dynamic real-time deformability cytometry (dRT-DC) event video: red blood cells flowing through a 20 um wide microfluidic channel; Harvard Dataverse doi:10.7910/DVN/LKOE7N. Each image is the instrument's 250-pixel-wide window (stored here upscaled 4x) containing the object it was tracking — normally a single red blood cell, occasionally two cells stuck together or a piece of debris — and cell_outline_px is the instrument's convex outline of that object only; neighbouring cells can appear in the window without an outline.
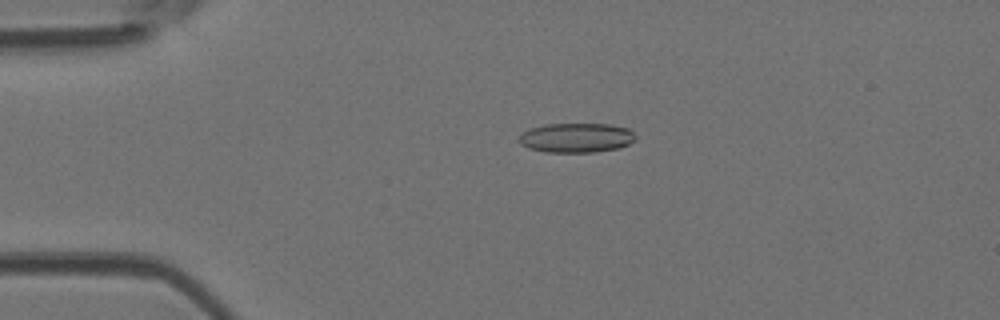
{"species": "Egyptian fruit bat (a non-hibernating species)", "species_latin": "Rousettus aegyptiacus", "temperature_condition": "room temperature", "stored_images_in_passage": 49, "camera_frame_rate_fps": 3000, "um_per_image_px": 0.085, "animal": {"sex": "female"}, "frame": {"image": 1, "passage_image": 11, "time_ms": 3.333, "image_size_px": [1000, 320], "cell_outline_px": [[636, 140], [620, 148], [596, 152], [544, 152], [528, 148], [520, 144], [520, 136], [528, 128], [544, 124], [608, 124], [628, 128], [636, 136]], "centroid_in_image_um": [48.99, 11.71], "position_along_channel_um": 36.0, "area_um2": 20.17}}
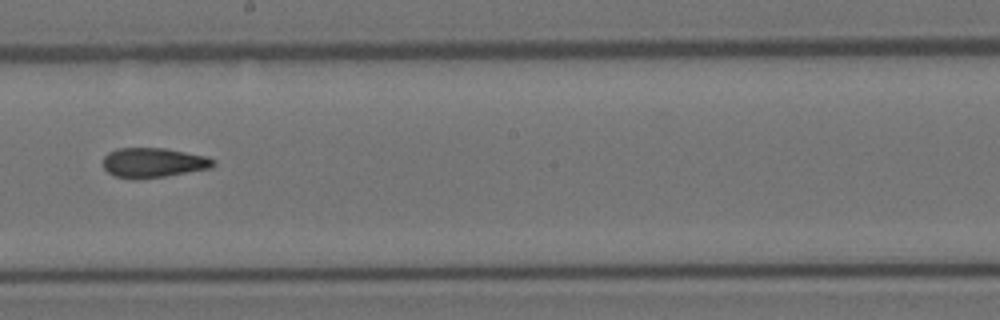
{"frame": {"image": 2, "passage_image": 28, "time_ms": 9.0, "image_size_px": [1000, 320], "cell_outline_px": [[216, 164], [212, 168], [164, 176], [136, 180], [132, 180], [116, 176], [108, 172], [104, 168], [104, 156], [108, 152], [116, 148], [164, 148], [208, 156], [216, 160]], "centroid_in_image_um": [13.05, 13.83], "position_along_channel_um": 235.1, "area_um2": 19.31}}
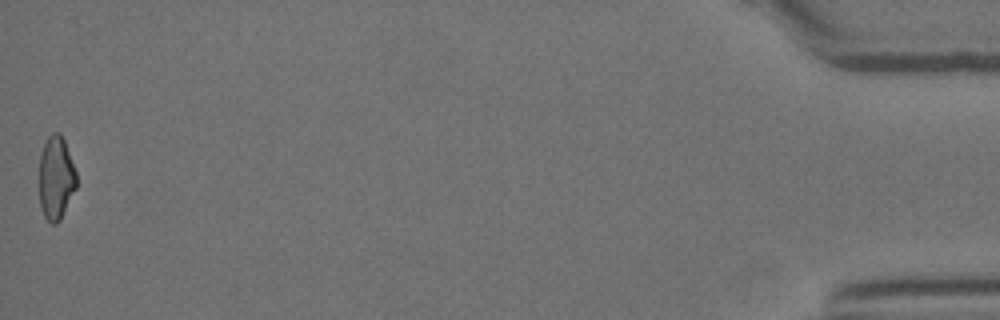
{"frame": {"image": 3, "passage_image": 49, "time_ms": 16.0, "image_size_px": [1000, 320], "cell_outline_px": [[76, 188], [60, 220], [56, 224], [52, 224], [44, 216], [40, 208], [40, 156], [44, 144], [48, 136], [52, 132], [60, 132], [64, 140], [76, 172]], "centroid_in_image_um": [4.76, 15.12], "position_along_channel_um": 430.4, "area_um2": 17.98}, "authors_computed_cell_mechanics": {"area_um2": 19.3052, "velocity_mm_per_s": 4.1647, "shape_relaxation_time_tau1_ms": null, "shape_relaxation_time_tau2_ms": 2.2545, "deformation_change_tau1": null, "deformation_change_tau2": 0.1008}}